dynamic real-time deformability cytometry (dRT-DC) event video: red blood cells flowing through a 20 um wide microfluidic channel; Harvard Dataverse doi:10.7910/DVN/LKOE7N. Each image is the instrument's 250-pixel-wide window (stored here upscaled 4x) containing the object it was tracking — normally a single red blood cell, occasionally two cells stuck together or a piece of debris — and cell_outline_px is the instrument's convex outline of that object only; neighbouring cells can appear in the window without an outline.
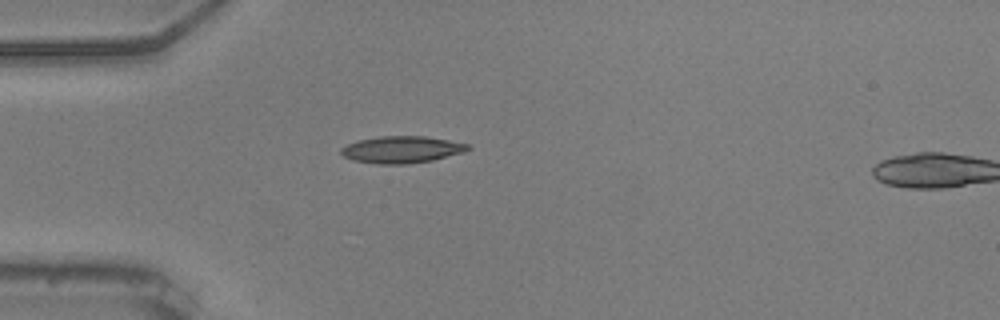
{"species": "common noctule bat (a hibernating species)", "species_latin": "Nyctalus noctula", "temperature_condition": "warm", "stored_images_in_passage": 3, "camera_frame_rate_fps": 3000, "um_per_image_px": 0.085, "animal": {"sex": "male", "body_mass_g": 20.5, "forearm_length_mm": 52.5}, "frame": {"image": 1, "passage_image": 1, "time_ms": 0.0, "image_size_px": [1000, 320], "cell_outline_px": [[472, 148], [464, 152], [432, 160], [404, 164], [376, 164], [352, 160], [344, 156], [340, 152], [340, 148], [356, 140], [380, 136], [424, 136], [448, 140], [468, 144]], "centroid_in_image_um": [34.12, 12.71], "position_along_channel_um": 50.9, "area_um2": 19.88}}